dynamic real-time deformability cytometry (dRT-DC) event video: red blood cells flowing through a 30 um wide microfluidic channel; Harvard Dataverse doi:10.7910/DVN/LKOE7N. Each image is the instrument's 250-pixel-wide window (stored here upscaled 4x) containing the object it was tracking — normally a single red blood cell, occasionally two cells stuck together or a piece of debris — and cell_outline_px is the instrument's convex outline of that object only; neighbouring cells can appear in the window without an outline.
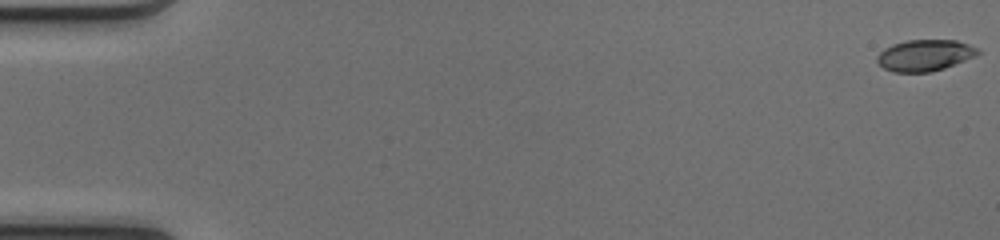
{"species": "common noctule bat (a hibernating species)", "species_latin": "Nyctalus noctula", "temperature_condition": "cold", "stored_images_in_passage": 51, "camera_frame_rate_fps": 3000, "um_per_image_px": 0.085, "animal": {"sex": "female", "body_mass_g": 17.0, "forearm_length_mm": 48.0}, "frame": {"image": 1, "passage_image": 1, "time_ms": 0.0, "image_size_px": [1000, 240], "cell_outline_px": [[980, 52], [976, 56], [944, 68], [932, 72], [892, 72], [884, 68], [876, 60], [876, 56], [884, 48], [892, 44], [908, 40], [956, 40], [980, 48]], "centroid_in_image_um": [78.61, 4.7], "position_along_channel_um": 6.4, "area_um2": 18.5}}
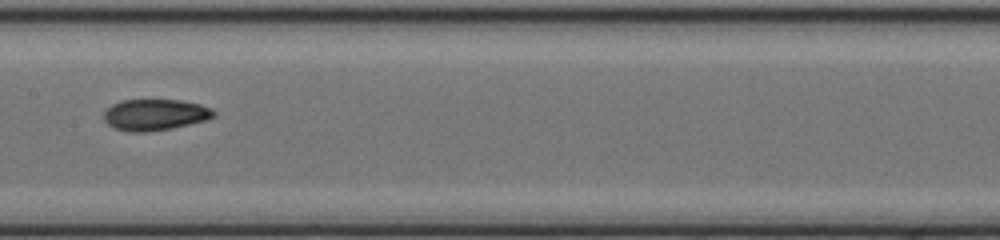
{"frame": {"image": 2, "passage_image": 27, "time_ms": 8.667, "image_size_px": [1000, 240], "cell_outline_px": [[216, 116], [204, 120], [172, 128], [148, 132], [128, 132], [112, 128], [104, 120], [104, 112], [112, 104], [120, 100], [180, 100], [200, 104], [212, 108], [216, 112]], "centroid_in_image_um": [13.16, 9.75], "position_along_channel_um": 194.2, "area_um2": 20.11}}
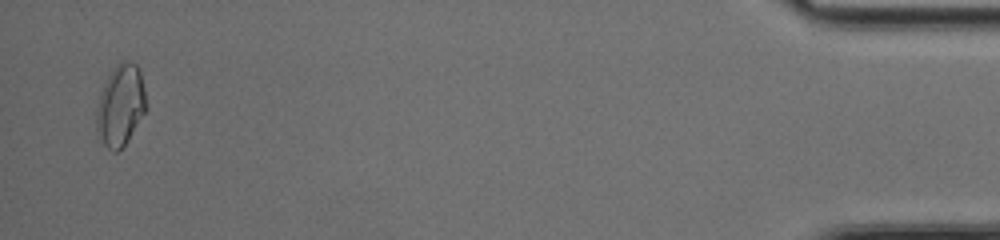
{"frame": {"image": 3, "passage_image": 50, "time_ms": 16.333, "image_size_px": [1000, 240], "cell_outline_px": [[148, 108], [128, 140], [116, 152], [112, 152], [96, 136], [96, 108], [100, 92], [108, 76], [116, 64], [120, 60], [128, 60], [136, 64], [140, 68], [148, 104]], "centroid_in_image_um": [10.25, 8.93], "position_along_channel_um": 424.9, "area_um2": 24.1}, "authors_computed_cell_mechanics": {"area_um2": 19.4786, "velocity_mm_per_s": 4.1438, "shape_relaxation_time_tau1_ms": null, "shape_relaxation_time_tau2_ms": 3.0777, "deformation_change_tau1": null, "deformation_change_tau2": 0.0742}}